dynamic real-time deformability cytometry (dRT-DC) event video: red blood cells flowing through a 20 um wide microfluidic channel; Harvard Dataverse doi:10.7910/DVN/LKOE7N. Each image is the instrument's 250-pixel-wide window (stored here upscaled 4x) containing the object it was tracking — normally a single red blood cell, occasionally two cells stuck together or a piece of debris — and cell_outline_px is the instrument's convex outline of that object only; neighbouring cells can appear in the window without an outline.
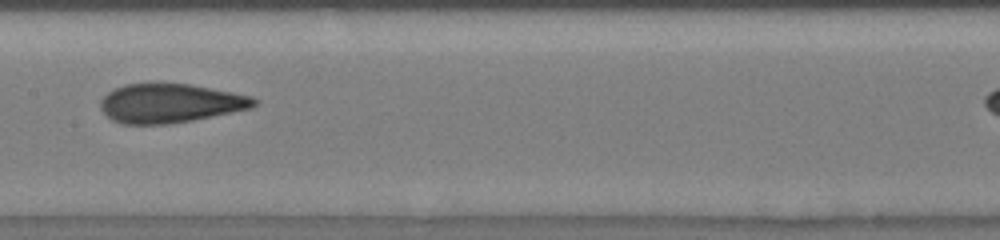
{"species": "human", "species_latin": "Homo sapiens", "temperature_condition": "room temperature", "stored_images_in_passage": 19, "camera_frame_rate_fps": 3000, "um_per_image_px": 0.085, "donor": {"sex": "male"}, "frame": {"image": 1, "passage_image": 16, "time_ms": 8.667, "image_size_px": [1000, 240], "cell_outline_px": [[260, 100], [252, 108], [192, 120], [168, 124], [124, 124], [112, 120], [100, 108], [100, 100], [108, 92], [124, 84], [192, 84], [252, 96]], "centroid_in_image_um": [14.48, 8.78], "position_along_channel_um": 192.9, "area_um2": 34.8}}